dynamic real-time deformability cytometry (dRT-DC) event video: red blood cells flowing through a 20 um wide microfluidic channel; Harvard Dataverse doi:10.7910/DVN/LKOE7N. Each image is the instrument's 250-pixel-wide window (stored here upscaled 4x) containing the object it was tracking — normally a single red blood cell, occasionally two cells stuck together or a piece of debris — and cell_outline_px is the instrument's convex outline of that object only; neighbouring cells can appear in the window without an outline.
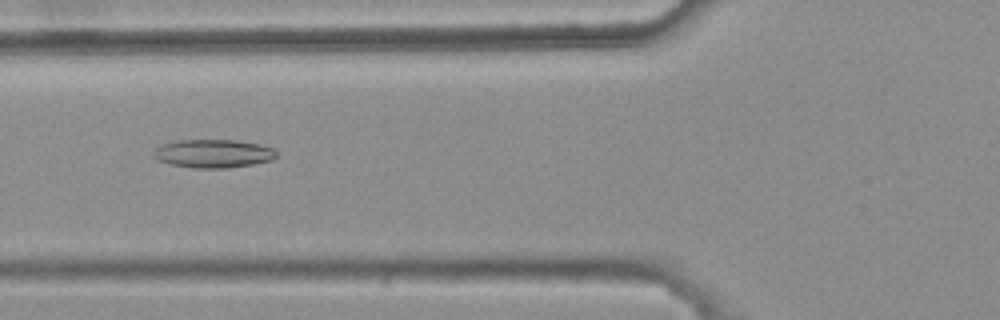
{"species": "common noctule bat (a hibernating species)", "species_latin": "Nyctalus noctula", "temperature_condition": "warm", "stored_images_in_passage": 32, "camera_frame_rate_fps": 3000, "um_per_image_px": 0.085, "animal": {"sex": "female", "body_mass_g": 25.1}, "frame": {"image": 1, "passage_image": 4, "time_ms": 1.0, "image_size_px": [1000, 320], "cell_outline_px": [[276, 156], [272, 160], [252, 164], [224, 168], [192, 168], [172, 164], [160, 160], [152, 152], [156, 148], [164, 144], [176, 140], [236, 140], [260, 144], [272, 148], [276, 152]], "centroid_in_image_um": [18.15, 13.04], "position_along_channel_um": 107.6, "area_um2": 20.06}}
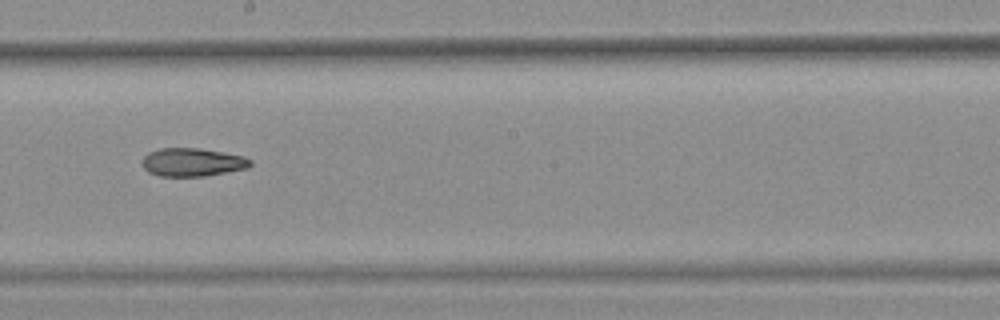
{"frame": {"image": 2, "passage_image": 14, "time_ms": 4.333, "image_size_px": [1000, 320], "cell_outline_px": [[252, 164], [248, 168], [204, 176], [160, 176], [148, 172], [144, 168], [144, 156], [148, 152], [160, 148], [200, 148], [224, 152], [244, 156], [252, 160]], "centroid_in_image_um": [16.38, 13.78], "position_along_channel_um": 231.8, "area_um2": 17.8}}
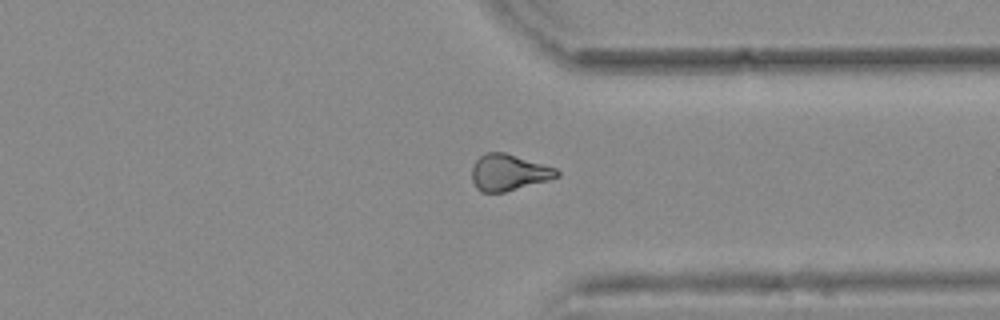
{"frame": {"image": 3, "passage_image": 25, "time_ms": 8.0, "image_size_px": [1000, 320], "cell_outline_px": [[560, 176], [548, 180], [504, 192], [480, 192], [476, 188], [472, 180], [472, 168], [476, 160], [480, 156], [488, 152], [504, 152], [556, 168], [560, 172]], "centroid_in_image_um": [43.23, 14.66], "position_along_channel_um": 368.2, "area_um2": 17.86}}